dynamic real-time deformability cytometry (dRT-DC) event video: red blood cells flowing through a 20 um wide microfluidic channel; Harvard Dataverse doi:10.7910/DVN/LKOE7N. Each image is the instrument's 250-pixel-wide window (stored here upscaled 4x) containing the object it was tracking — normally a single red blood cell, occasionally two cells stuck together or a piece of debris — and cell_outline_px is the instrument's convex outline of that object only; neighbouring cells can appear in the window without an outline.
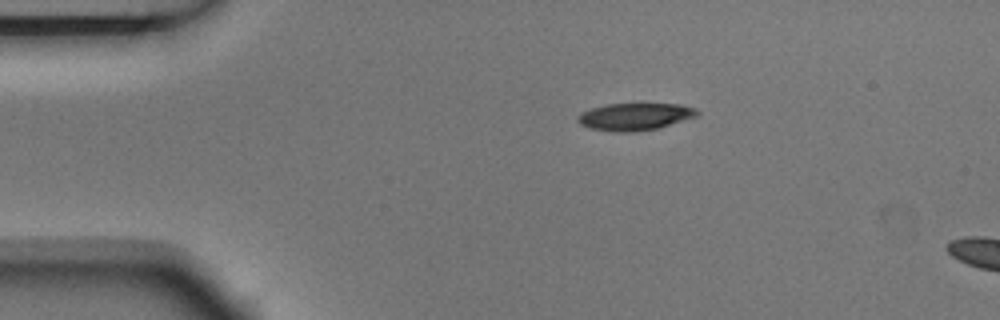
{"species": "Egyptian fruit bat (a non-hibernating species)", "species_latin": "Rousettus aegyptiacus", "temperature_condition": "room temperature", "stored_images_in_passage": 4, "camera_frame_rate_fps": 3000, "um_per_image_px": 0.085, "animal": {"sex": "male"}, "frame": {"image": 1, "passage_image": 4, "time_ms": 1.0, "image_size_px": [1000, 320], "cell_outline_px": [[700, 116], [660, 128], [636, 132], [612, 132], [592, 128], [580, 124], [576, 120], [576, 116], [592, 108], [608, 104], [680, 104], [696, 108], [700, 112]], "centroid_in_image_um": [54.04, 9.92], "position_along_channel_um": 31.0, "area_um2": 19.19}}